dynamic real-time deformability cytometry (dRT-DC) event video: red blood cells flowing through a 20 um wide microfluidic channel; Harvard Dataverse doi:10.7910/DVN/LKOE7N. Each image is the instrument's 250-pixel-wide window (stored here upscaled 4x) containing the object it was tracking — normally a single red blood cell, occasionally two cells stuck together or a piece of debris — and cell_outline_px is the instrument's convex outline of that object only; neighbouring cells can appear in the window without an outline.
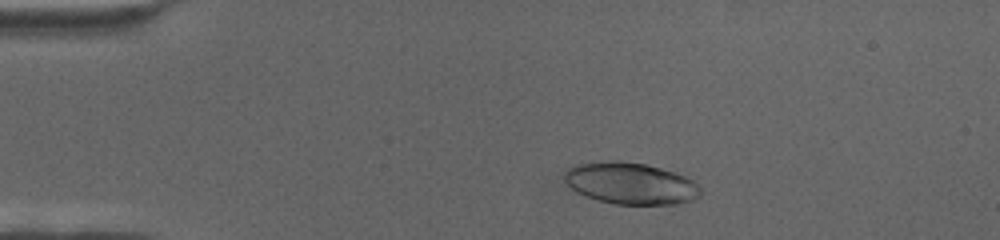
{"species": "human", "species_latin": "Homo sapiens", "temperature_condition": "cold", "stored_images_in_passage": 63, "camera_frame_rate_fps": 3000, "um_per_image_px": 0.085, "donor": {"sex": "female"}, "frame": {"image": 1, "passage_image": 8, "time_ms": 2.333, "image_size_px": [1000, 240], "cell_outline_px": [[700, 196], [692, 200], [676, 204], [616, 204], [584, 196], [576, 192], [564, 180], [564, 172], [568, 168], [580, 164], [616, 160], [644, 164], [676, 172], [692, 180], [700, 188]], "centroid_in_image_um": [53.6, 15.59], "position_along_channel_um": 31.4, "area_um2": 32.77}}
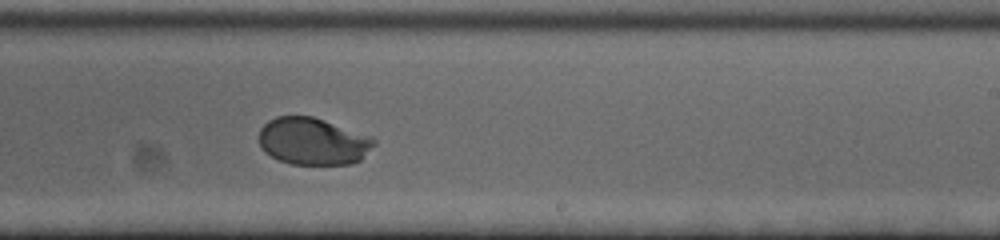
{"frame": {"image": 2, "passage_image": 37, "time_ms": 12.0, "image_size_px": [1000, 240], "cell_outline_px": [[376, 144], [360, 160], [352, 164], [292, 164], [280, 160], [264, 152], [260, 144], [260, 128], [268, 120], [276, 116], [312, 116], [372, 136], [376, 140]], "centroid_in_image_um": [26.62, 12.01], "position_along_channel_um": 262.4, "area_um2": 31.62}}
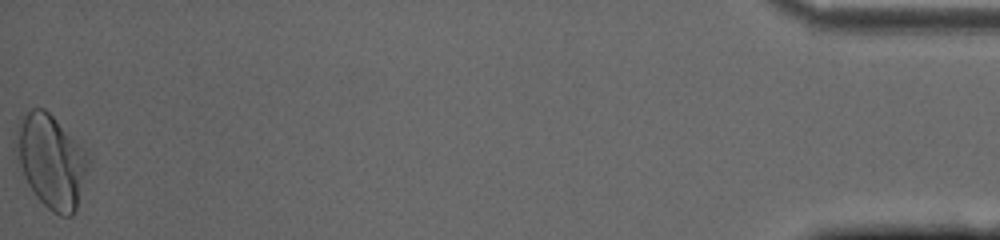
{"frame": {"image": 3, "passage_image": 63, "time_ms": 20.667, "image_size_px": [1000, 240], "cell_outline_px": [[88, 160], [76, 208], [72, 216], [60, 216], [52, 212], [36, 196], [28, 184], [20, 168], [20, 116], [32, 108], [44, 108], [88, 148]], "centroid_in_image_um": [4.42, 13.69], "position_along_channel_um": 430.8, "area_um2": 38.15}}